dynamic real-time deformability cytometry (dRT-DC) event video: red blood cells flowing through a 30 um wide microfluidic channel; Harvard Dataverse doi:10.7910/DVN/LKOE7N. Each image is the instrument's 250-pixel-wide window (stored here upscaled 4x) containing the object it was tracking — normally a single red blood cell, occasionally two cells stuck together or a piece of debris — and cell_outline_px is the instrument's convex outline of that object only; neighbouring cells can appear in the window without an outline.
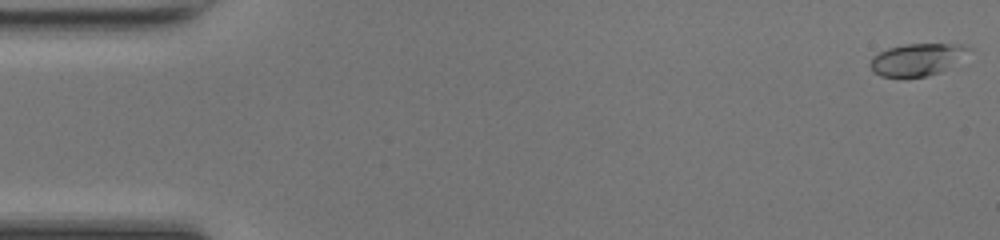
{"species": "common noctule bat (a hibernating species)", "species_latin": "Nyctalus noctula", "temperature_condition": "room temperature", "stored_images_in_passage": 49, "camera_frame_rate_fps": 3000, "um_per_image_px": 0.085, "animal": {"sex": "female", "body_mass_g": 17.0, "forearm_length_mm": 48.0}, "frame": {"image": 1, "passage_image": 1, "time_ms": 0.0, "image_size_px": [1000, 240], "cell_outline_px": [[972, 48], [940, 72], [924, 76], [904, 80], [880, 76], [872, 72], [868, 64], [872, 56], [888, 48], [904, 44], [960, 44]], "centroid_in_image_um": [77.81, 5.1], "position_along_channel_um": 7.2, "area_um2": 18.61}}
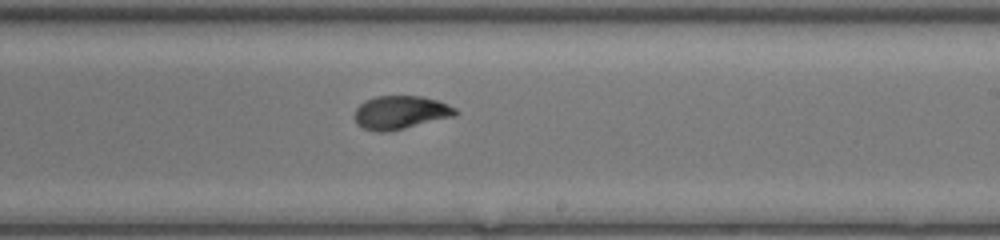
{"frame": {"image": 2, "passage_image": 29, "time_ms": 9.333, "image_size_px": [1000, 240], "cell_outline_px": [[460, 112], [456, 116], [388, 132], [376, 132], [364, 128], [356, 124], [356, 108], [364, 100], [376, 96], [420, 96], [436, 100], [456, 108]], "centroid_in_image_um": [34.06, 9.56], "position_along_channel_um": 254.9, "area_um2": 19.65}}
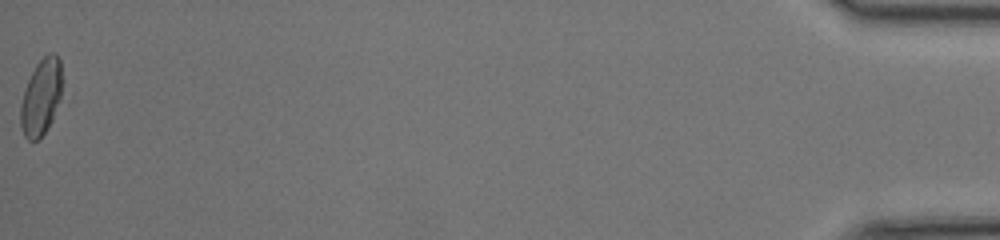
{"frame": {"image": 3, "passage_image": 49, "time_ms": 16.0, "image_size_px": [1000, 240], "cell_outline_px": [[60, 100], [52, 120], [44, 132], [36, 140], [28, 140], [24, 136], [20, 124], [20, 104], [24, 88], [36, 64], [48, 52], [56, 52], [60, 60]], "centroid_in_image_um": [3.47, 8.23], "position_along_channel_um": 431.7, "area_um2": 18.32}, "authors_computed_cell_mechanics": {"area_um2": 18.6694, "velocity_mm_per_s": 4.2726, "shape_relaxation_time_tau1_ms": 4.9297, "shape_relaxation_time_tau2_ms": 1.0395, "deformation_change_tau1": 0.177, "deformation_change_tau2": 0.0469}}